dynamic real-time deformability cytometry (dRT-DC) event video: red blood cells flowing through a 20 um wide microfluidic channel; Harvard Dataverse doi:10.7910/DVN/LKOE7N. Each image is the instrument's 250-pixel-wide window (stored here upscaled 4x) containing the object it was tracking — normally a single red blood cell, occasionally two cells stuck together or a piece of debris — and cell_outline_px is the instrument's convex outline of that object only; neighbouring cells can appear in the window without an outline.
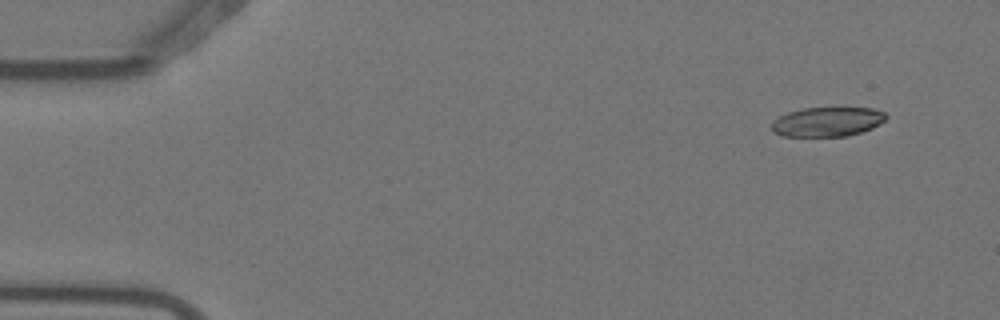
{"species": "Egyptian fruit bat (a non-hibernating species)", "species_latin": "Rousettus aegyptiacus", "temperature_condition": "warm", "stored_images_in_passage": 5, "camera_frame_rate_fps": 3000, "um_per_image_px": 0.085, "animal": {"sex": "female"}, "frame": {"image": 1, "passage_image": 1, "time_ms": 0.0, "image_size_px": [1000, 320], "cell_outline_px": [[888, 116], [880, 124], [872, 128], [848, 136], [780, 136], [772, 132], [772, 120], [788, 112], [804, 108], [840, 104], [872, 108], [884, 112]], "centroid_in_image_um": [70.35, 10.29], "position_along_channel_um": 14.6, "area_um2": 20.63}}
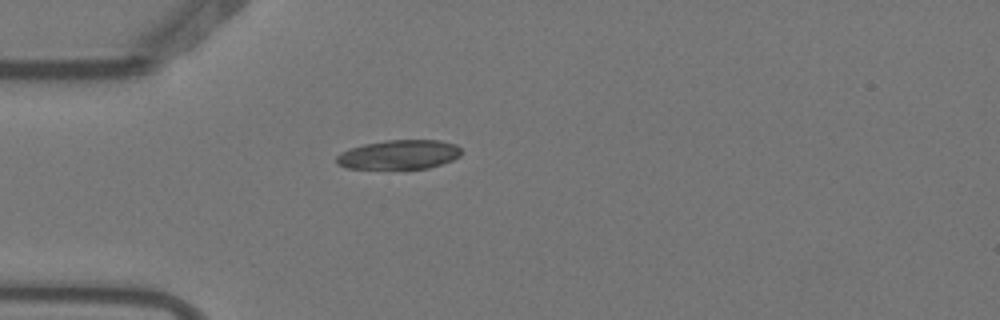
{"frame": {"image": 2, "passage_image": 3, "time_ms": 0.667, "image_size_px": [1000, 320], "cell_outline_px": [[460, 156], [452, 160], [428, 168], [348, 168], [336, 164], [336, 156], [340, 152], [348, 148], [364, 144], [384, 140], [440, 140], [456, 144], [460, 148]], "centroid_in_image_um": [33.89, 13.13], "position_along_channel_um": 51.1, "area_um2": 21.27}}
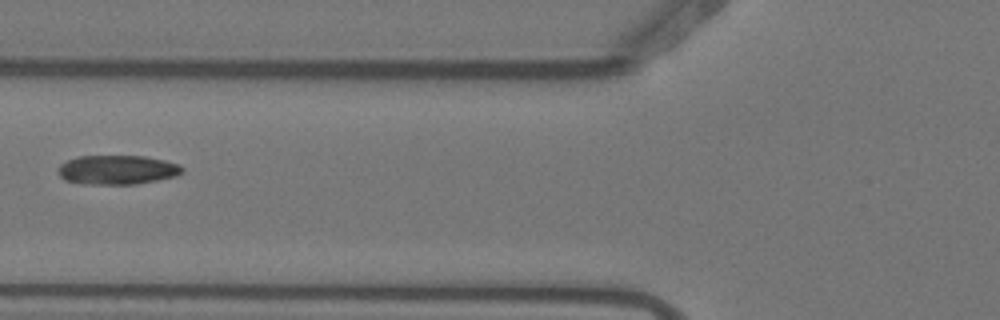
{"frame": {"image": 3, "passage_image": 5, "time_ms": 1.333, "image_size_px": [1000, 320], "cell_outline_px": [[184, 168], [176, 176], [136, 184], [84, 184], [64, 180], [60, 176], [60, 164], [76, 156], [144, 156], [164, 160], [180, 164]], "centroid_in_image_um": [9.97, 14.43], "position_along_channel_um": 115.8, "area_um2": 21.04}}